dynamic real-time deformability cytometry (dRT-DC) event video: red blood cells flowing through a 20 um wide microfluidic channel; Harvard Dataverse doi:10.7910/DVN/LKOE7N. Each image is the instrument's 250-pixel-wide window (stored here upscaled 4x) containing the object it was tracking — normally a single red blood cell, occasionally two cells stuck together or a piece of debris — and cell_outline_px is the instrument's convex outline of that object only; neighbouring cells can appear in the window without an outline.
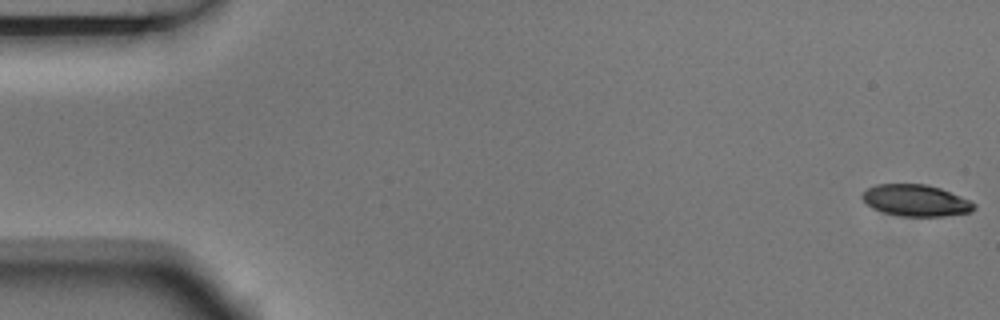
{"species": "Egyptian fruit bat (a non-hibernating species)", "species_latin": "Rousettus aegyptiacus", "temperature_condition": "room temperature", "stored_images_in_passage": 6, "camera_frame_rate_fps": 3000, "um_per_image_px": 0.085, "animal": {"sex": "male"}, "frame": {"image": 1, "passage_image": 1, "time_ms": 0.0, "image_size_px": [1000, 320], "cell_outline_px": [[976, 208], [972, 212], [944, 216], [900, 216], [884, 212], [872, 208], [860, 196], [868, 188], [876, 184], [924, 184], [940, 188], [960, 196], [976, 204]], "centroid_in_image_um": [77.86, 17.04], "position_along_channel_um": 7.1, "area_um2": 20.46}}